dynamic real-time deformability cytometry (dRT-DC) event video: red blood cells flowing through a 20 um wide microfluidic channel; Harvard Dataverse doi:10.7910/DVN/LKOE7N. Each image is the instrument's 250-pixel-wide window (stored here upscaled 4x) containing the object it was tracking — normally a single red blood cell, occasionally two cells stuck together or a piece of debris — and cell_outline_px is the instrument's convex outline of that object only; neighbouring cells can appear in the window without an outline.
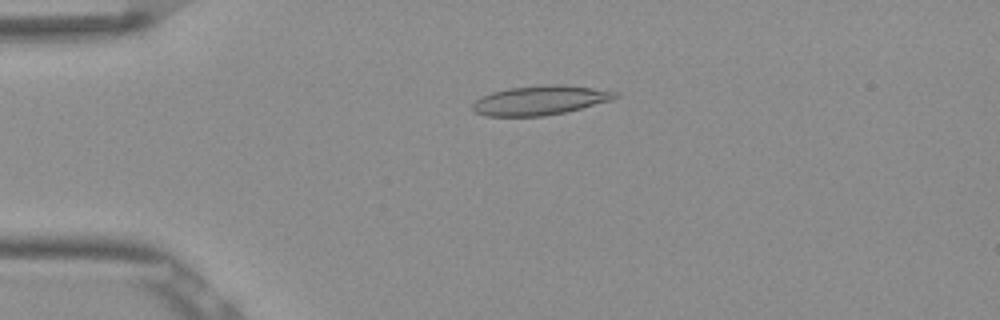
{"species": "Egyptian fruit bat (a non-hibernating species)", "species_latin": "Rousettus aegyptiacus", "temperature_condition": "room temperature", "stored_images_in_passage": 52, "camera_frame_rate_fps": 3000, "um_per_image_px": 0.085, "frame": {"image": 1, "passage_image": 12, "time_ms": 3.667, "image_size_px": [1000, 320], "cell_outline_px": [[620, 96], [612, 100], [564, 112], [544, 116], [484, 116], [476, 112], [472, 108], [472, 104], [476, 100], [492, 92], [508, 88], [540, 84], [564, 84], [620, 92]], "centroid_in_image_um": [45.93, 8.51], "position_along_channel_um": 39.1, "area_um2": 24.45}}
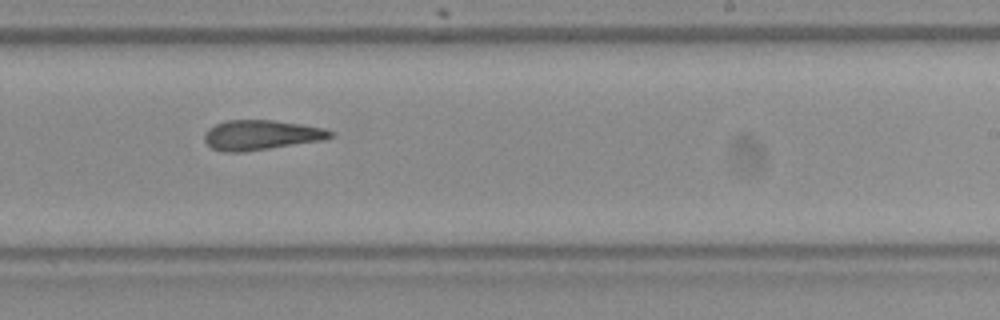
{"frame": {"image": 2, "passage_image": 32, "time_ms": 10.333, "image_size_px": [1000, 320], "cell_outline_px": [[332, 136], [324, 140], [244, 152], [224, 152], [212, 148], [204, 140], [204, 132], [208, 128], [216, 124], [228, 120], [272, 120], [300, 124], [324, 128], [332, 132]], "centroid_in_image_um": [22.16, 11.48], "position_along_channel_um": 266.8, "area_um2": 21.85}}
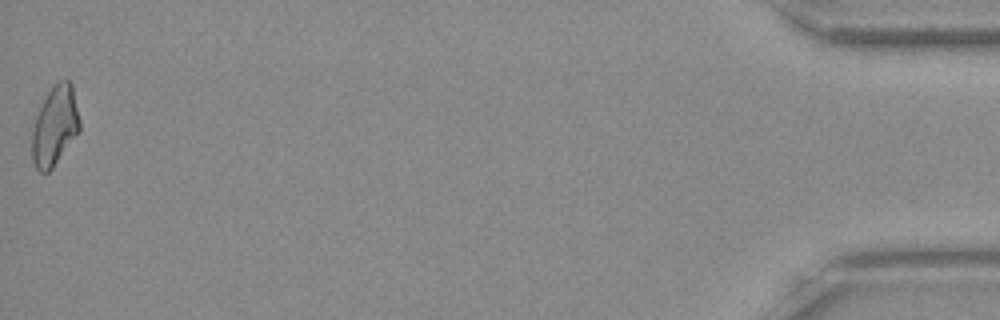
{"frame": {"image": 3, "passage_image": 52, "time_ms": 17.0, "image_size_px": [1000, 320], "cell_outline_px": [[80, 132], [52, 168], [48, 172], [40, 172], [36, 168], [32, 160], [32, 128], [36, 116], [48, 92], [60, 80], [68, 80], [72, 84], [80, 120]], "centroid_in_image_um": [4.67, 10.73], "position_along_channel_um": 430.5, "area_um2": 21.96}, "authors_computed_cell_mechanics": {"area_um2": 22.1085, "velocity_mm_per_s": 3.8898, "shape_relaxation_time_tau1_ms": null, "shape_relaxation_time_tau2_ms": 9.4972, "deformation_change_tau1": null, "deformation_change_tau2": 0.2271}}